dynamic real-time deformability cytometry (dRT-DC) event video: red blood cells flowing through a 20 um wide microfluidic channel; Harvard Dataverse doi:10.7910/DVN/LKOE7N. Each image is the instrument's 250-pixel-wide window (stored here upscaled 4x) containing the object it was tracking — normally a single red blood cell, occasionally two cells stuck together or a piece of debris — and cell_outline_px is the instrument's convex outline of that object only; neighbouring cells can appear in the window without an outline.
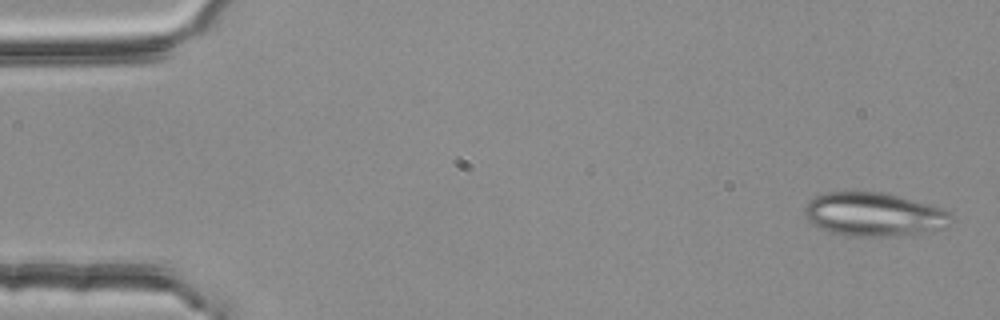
{"species": "common noctule bat (a hibernating species)", "species_latin": "Nyctalus noctula", "temperature_condition": "room temperature", "stored_images_in_passage": 4, "camera_frame_rate_fps": 3000, "um_per_image_px": 0.085, "animal": {"sex": "female", "body_mass_g": 25.1}, "frame": {"image": 1, "passage_image": 1, "time_ms": 0.0, "image_size_px": [1000, 320], "cell_outline_px": [[952, 216], [948, 224], [944, 228], [888, 236], [848, 236], [832, 232], [808, 220], [804, 216], [804, 208], [808, 200], [824, 192], [880, 192], [900, 196], [944, 208]], "centroid_in_image_um": [74.25, 18.2], "position_along_channel_um": 10.7, "area_um2": 36.76}}